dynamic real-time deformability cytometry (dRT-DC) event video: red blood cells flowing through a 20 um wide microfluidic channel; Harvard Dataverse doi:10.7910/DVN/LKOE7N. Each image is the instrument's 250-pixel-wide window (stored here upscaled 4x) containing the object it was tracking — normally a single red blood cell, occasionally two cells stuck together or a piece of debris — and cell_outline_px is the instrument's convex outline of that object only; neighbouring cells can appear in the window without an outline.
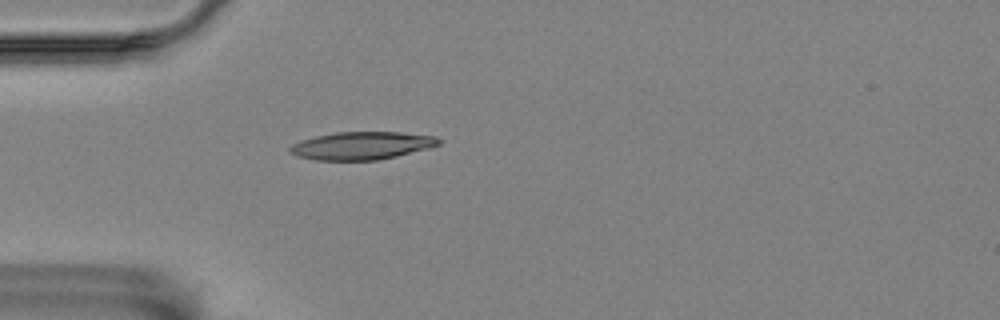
{"species": "Egyptian fruit bat (a non-hibernating species)", "species_latin": "Rousettus aegyptiacus", "temperature_condition": "room temperature", "stored_images_in_passage": 18, "camera_frame_rate_fps": 3000, "um_per_image_px": 0.085, "animal": {"sex": "female"}, "frame": {"image": 1, "passage_image": 1, "time_ms": 0.0, "image_size_px": [1000, 320], "cell_outline_px": [[440, 144], [428, 148], [396, 156], [376, 160], [316, 160], [296, 156], [288, 152], [288, 148], [292, 144], [300, 140], [316, 136], [336, 132], [400, 132], [436, 136], [440, 140]], "centroid_in_image_um": [30.7, 12.38], "position_along_channel_um": 54.3, "area_um2": 24.1}}
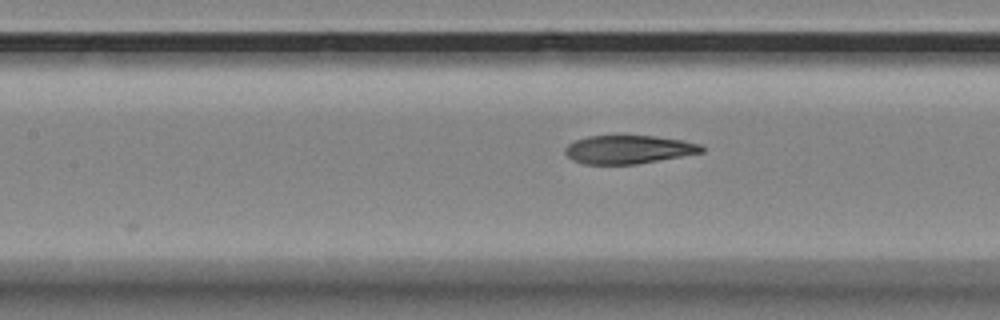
{"frame": {"image": 2, "passage_image": 10, "time_ms": 3.0, "image_size_px": [1000, 320], "cell_outline_px": [[704, 152], [636, 164], [584, 164], [572, 160], [564, 152], [564, 148], [568, 144], [576, 140], [588, 136], [656, 136], [680, 140], [700, 144], [704, 148]], "centroid_in_image_um": [53.4, 12.71], "position_along_channel_um": 154.0, "area_um2": 22.43}}
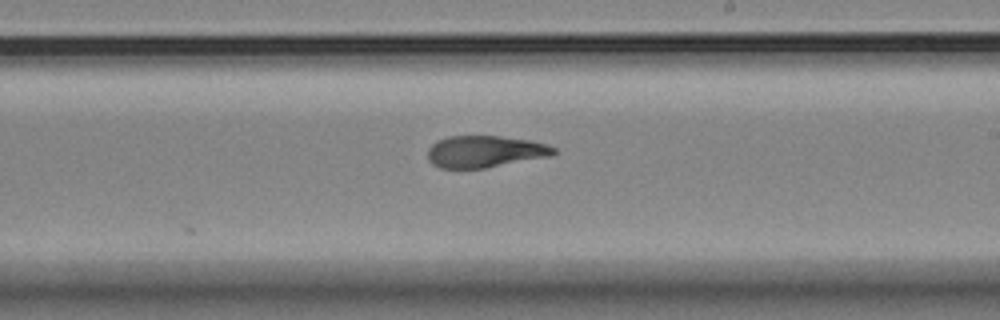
{"frame": {"image": 3, "passage_image": 18, "time_ms": 5.667, "image_size_px": [1000, 320], "cell_outline_px": [[556, 152], [552, 156], [484, 168], [440, 168], [432, 164], [428, 160], [428, 148], [436, 140], [448, 136], [500, 136], [528, 140], [544, 144], [556, 148]], "centroid_in_image_um": [41.19, 12.88], "position_along_channel_um": 247.8, "area_um2": 23.35}}